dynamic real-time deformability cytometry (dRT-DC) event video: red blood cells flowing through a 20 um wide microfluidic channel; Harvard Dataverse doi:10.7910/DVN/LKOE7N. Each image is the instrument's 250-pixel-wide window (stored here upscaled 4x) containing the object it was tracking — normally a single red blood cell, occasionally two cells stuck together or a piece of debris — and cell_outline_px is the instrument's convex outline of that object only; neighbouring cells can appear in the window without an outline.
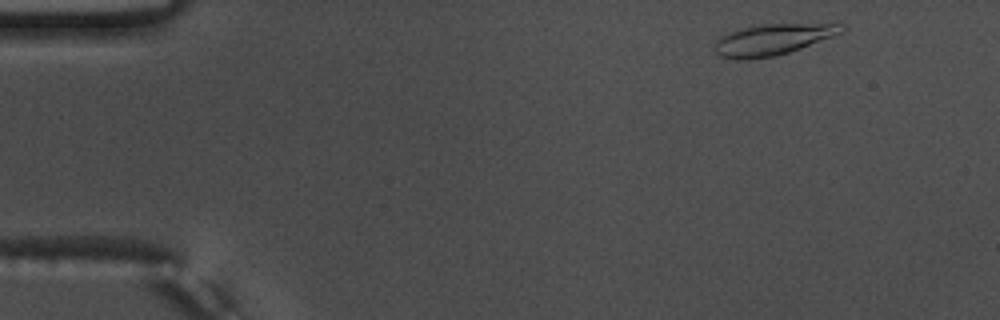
{"species": "common noctule bat (a hibernating species)", "species_latin": "Nyctalus noctula", "temperature_condition": "warm", "stored_images_in_passage": 31, "camera_frame_rate_fps": 3000, "um_per_image_px": 0.085, "animal": {"sex": "male", "body_mass_g": 17.5, "forearm_length_mm": 52.3}, "frame": {"image": 1, "passage_image": 3, "time_ms": 0.667, "image_size_px": [1000, 320], "cell_outline_px": [[844, 28], [840, 32], [832, 36], [800, 48], [788, 52], [772, 56], [744, 60], [736, 60], [720, 56], [712, 48], [716, 40], [720, 36], [740, 28], [764, 24], [836, 20], [840, 20], [844, 24]], "centroid_in_image_um": [65.77, 3.29], "position_along_channel_um": 19.2, "area_um2": 23.87}}
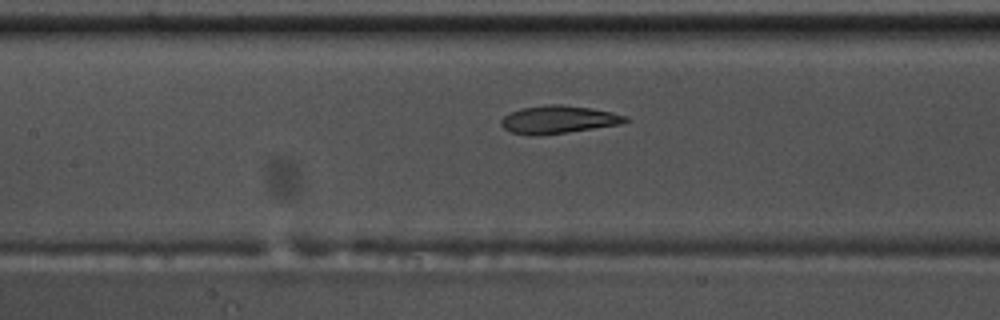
{"frame": {"image": 2, "passage_image": 22, "time_ms": 7.0, "image_size_px": [1000, 320], "cell_outline_px": [[632, 120], [620, 124], [568, 132], [536, 136], [528, 136], [512, 132], [504, 128], [500, 124], [500, 120], [504, 116], [520, 108], [548, 104], [560, 104], [592, 108], [612, 112], [628, 116]], "centroid_in_image_um": [47.47, 10.16], "position_along_channel_um": 159.9, "area_um2": 20.35}}
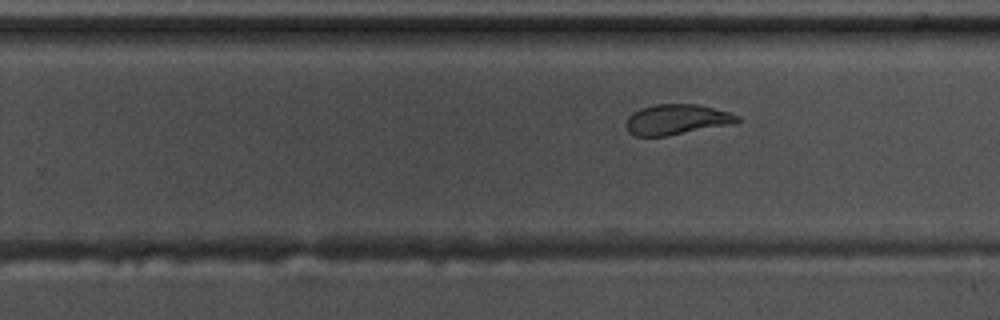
{"frame": {"image": 3, "passage_image": 31, "time_ms": 10.0, "image_size_px": [1000, 320], "cell_outline_px": [[740, 120], [736, 124], [668, 136], [636, 136], [628, 132], [628, 116], [632, 112], [640, 108], [656, 104], [696, 104], [728, 112], [740, 116]], "centroid_in_image_um": [57.56, 10.17], "position_along_channel_um": 272.2, "area_um2": 19.77}}